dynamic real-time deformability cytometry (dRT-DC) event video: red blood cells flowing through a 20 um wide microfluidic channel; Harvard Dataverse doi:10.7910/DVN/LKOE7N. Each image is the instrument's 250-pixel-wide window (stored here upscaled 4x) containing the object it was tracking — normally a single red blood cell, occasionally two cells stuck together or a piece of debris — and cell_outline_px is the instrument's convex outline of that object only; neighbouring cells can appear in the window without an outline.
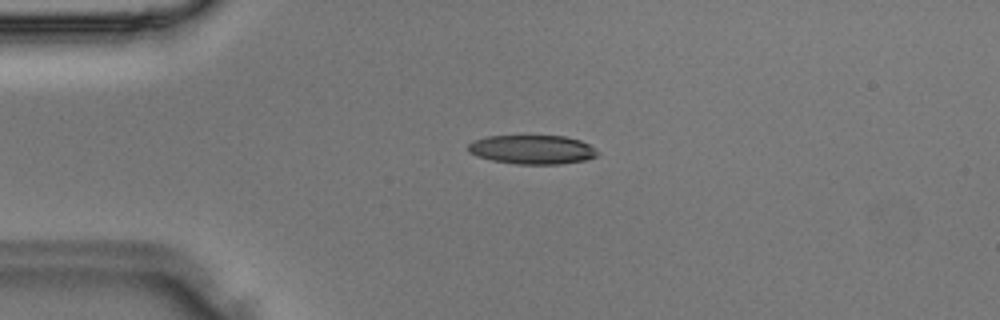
{"species": "Egyptian fruit bat (a non-hibernating species)", "species_latin": "Rousettus aegyptiacus", "temperature_condition": "room temperature", "stored_images_in_passage": 36, "camera_frame_rate_fps": 3000, "um_per_image_px": 0.085, "animal": {"sex": "male"}, "frame": {"image": 1, "passage_image": 8, "time_ms": 2.333, "image_size_px": [1000, 320], "cell_outline_px": [[600, 152], [596, 156], [584, 160], [560, 164], [516, 164], [492, 160], [476, 156], [468, 152], [468, 144], [472, 140], [488, 136], [564, 136], [580, 140], [596, 148]], "centroid_in_image_um": [45.23, 12.71], "position_along_channel_um": 39.8, "area_um2": 21.96}}
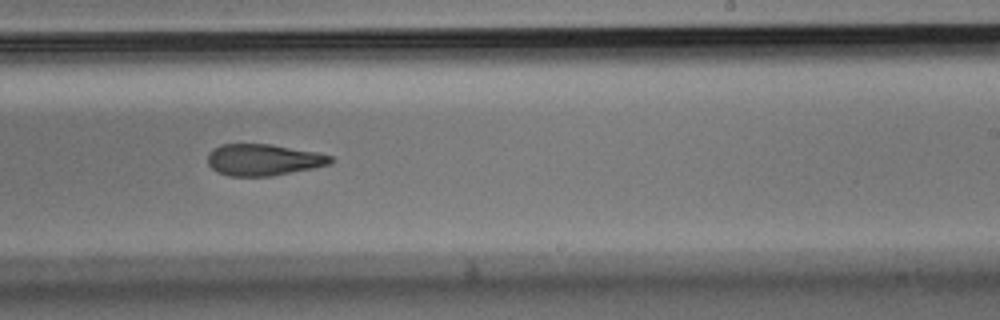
{"frame": {"image": 2, "passage_image": 22, "time_ms": 7.0, "image_size_px": [1000, 320], "cell_outline_px": [[336, 160], [328, 164], [312, 168], [272, 176], [228, 176], [216, 172], [208, 164], [208, 156], [220, 144], [272, 144], [316, 152], [332, 156]], "centroid_in_image_um": [22.4, 13.59], "position_along_channel_um": 266.6, "area_um2": 22.48}}
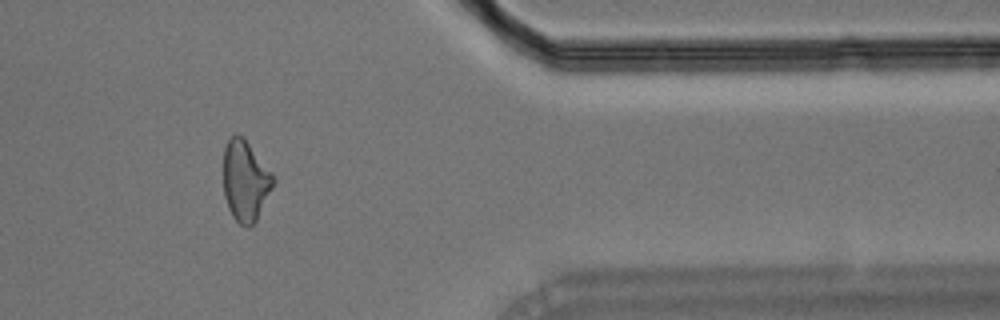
{"frame": {"image": 3, "passage_image": 30, "time_ms": 9.667, "image_size_px": [1000, 320], "cell_outline_px": [[276, 180], [256, 220], [248, 228], [240, 224], [232, 216], [228, 208], [224, 196], [224, 148], [228, 140], [236, 132], [244, 136], [276, 176]], "centroid_in_image_um": [20.87, 15.32], "position_along_channel_um": 390.5, "area_um2": 23.76}}